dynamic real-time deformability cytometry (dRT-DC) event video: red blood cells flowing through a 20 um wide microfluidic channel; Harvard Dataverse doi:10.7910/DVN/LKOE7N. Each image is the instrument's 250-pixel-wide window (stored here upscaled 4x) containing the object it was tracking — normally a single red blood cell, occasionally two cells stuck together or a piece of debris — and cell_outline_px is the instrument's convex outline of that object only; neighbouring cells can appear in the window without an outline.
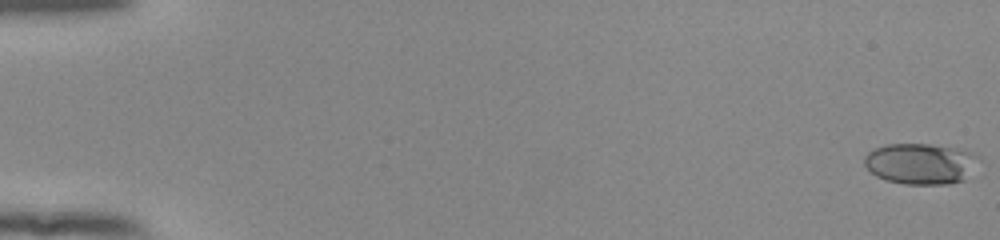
{"species": "human", "species_latin": "Homo sapiens", "temperature_condition": "room temperature", "stored_images_in_passage": 54, "camera_frame_rate_fps": 3000, "um_per_image_px": 0.085, "donor": {"sex": "female"}, "frame": {"image": 1, "passage_image": 1, "time_ms": 0.0, "image_size_px": [1000, 240], "cell_outline_px": [[980, 160], [964, 180], [948, 184], [904, 184], [888, 180], [876, 176], [864, 164], [864, 156], [868, 152], [876, 148], [888, 144], [928, 144], [968, 148], [980, 156]], "centroid_in_image_um": [78.32, 13.89], "position_along_channel_um": 6.7, "area_um2": 27.63}}
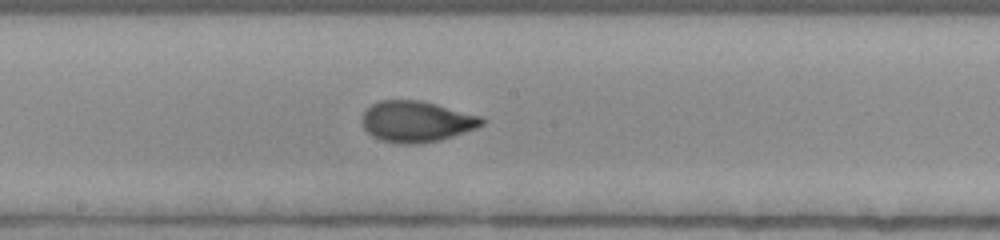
{"frame": {"image": 2, "passage_image": 31, "time_ms": 10.0, "image_size_px": [1000, 240], "cell_outline_px": [[484, 124], [476, 128], [440, 140], [420, 144], [400, 144], [380, 140], [372, 136], [364, 128], [360, 120], [364, 112], [372, 104], [380, 100], [420, 100], [484, 116]], "centroid_in_image_um": [35.4, 10.33], "position_along_channel_um": 212.8, "area_um2": 28.84}}
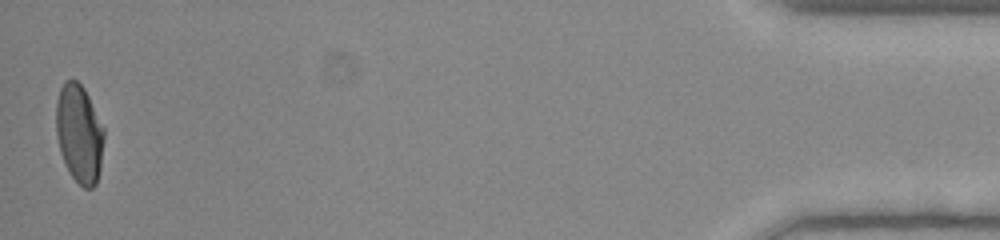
{"frame": {"image": 3, "passage_image": 54, "time_ms": 17.667, "image_size_px": [1000, 240], "cell_outline_px": [[104, 136], [100, 168], [96, 184], [92, 188], [84, 188], [72, 176], [64, 164], [60, 152], [56, 136], [56, 104], [60, 88], [64, 80], [76, 80], [84, 88], [104, 128]], "centroid_in_image_um": [6.72, 11.36], "position_along_channel_um": 428.5, "area_um2": 27.46}, "authors_computed_cell_mechanics": {"area_um2": 27.7151, "velocity_mm_per_s": 3.919, "shape_relaxation_time_tau1_ms": 4.3526, "shape_relaxation_time_tau2_ms": null, "deformation_change_tau1": 0.1908, "deformation_change_tau2": null}}